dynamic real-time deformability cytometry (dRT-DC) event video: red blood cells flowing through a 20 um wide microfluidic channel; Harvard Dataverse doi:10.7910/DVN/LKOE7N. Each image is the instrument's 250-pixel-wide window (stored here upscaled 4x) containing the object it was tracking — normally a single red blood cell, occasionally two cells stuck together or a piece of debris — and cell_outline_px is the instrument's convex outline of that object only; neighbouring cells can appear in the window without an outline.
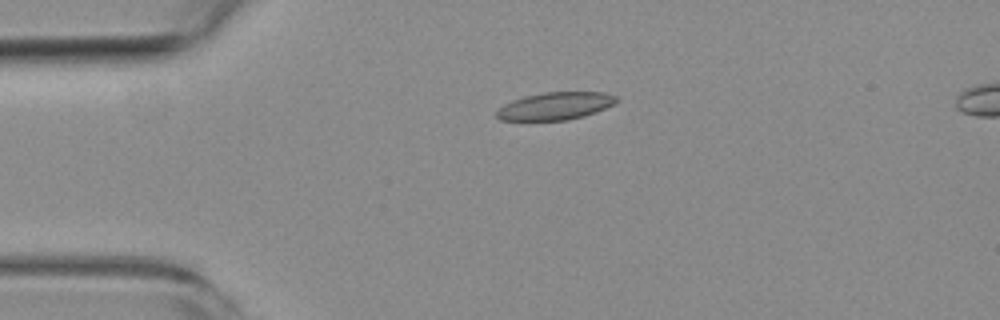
{"species": "common noctule bat (a hibernating species)", "species_latin": "Nyctalus noctula", "temperature_condition": "room temperature", "stored_images_in_passage": 3, "segment_of_instrument_passage": [1, 2], "camera_frame_rate_fps": 3000, "um_per_image_px": 0.085, "animal": {"sex": "female", "body_mass_g": 19.3, "forearm_length_mm": 54.1}, "frame": {"image": 1, "passage_image": 1, "time_ms": 0.0, "image_size_px": [1000, 320], "cell_outline_px": [[616, 100], [612, 104], [604, 108], [584, 116], [568, 120], [500, 120], [496, 116], [496, 112], [504, 104], [512, 100], [524, 96], [544, 92], [604, 92], [616, 96]], "centroid_in_image_um": [47.16, 9.01], "position_along_channel_um": 37.8, "area_um2": 19.02}}